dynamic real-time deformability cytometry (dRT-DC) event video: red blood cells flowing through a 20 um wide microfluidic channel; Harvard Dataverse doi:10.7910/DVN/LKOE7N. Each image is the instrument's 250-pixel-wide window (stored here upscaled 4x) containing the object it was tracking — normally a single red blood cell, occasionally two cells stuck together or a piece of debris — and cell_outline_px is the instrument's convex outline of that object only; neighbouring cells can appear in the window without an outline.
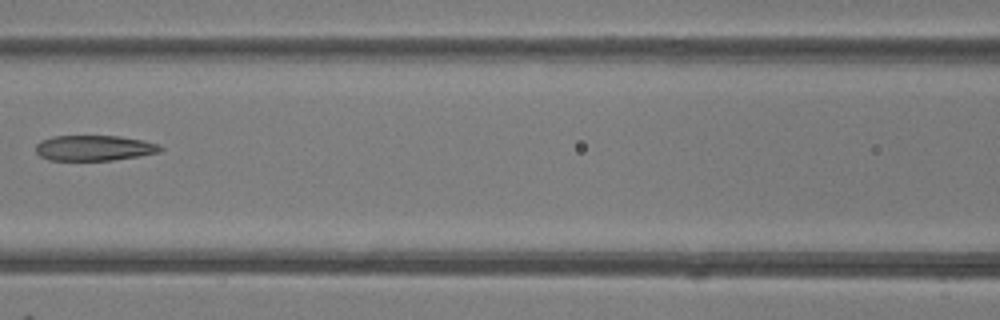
{"species": "common noctule bat (a hibernating species)", "species_latin": "Nyctalus noctula", "temperature_condition": "room temperature", "stored_images_in_passage": 4, "camera_frame_rate_fps": 3000, "um_per_image_px": 0.085, "animal": {"sex": "female"}, "frame": {"image": 1, "passage_image": 3, "time_ms": 2.333, "image_size_px": [1000, 320], "cell_outline_px": [[164, 148], [160, 152], [140, 156], [112, 160], [48, 160], [40, 156], [36, 152], [36, 144], [40, 140], [52, 136], [120, 136], [144, 140], [160, 144]], "centroid_in_image_um": [8.03, 12.57], "position_along_channel_um": 158.6, "area_um2": 18.67}}
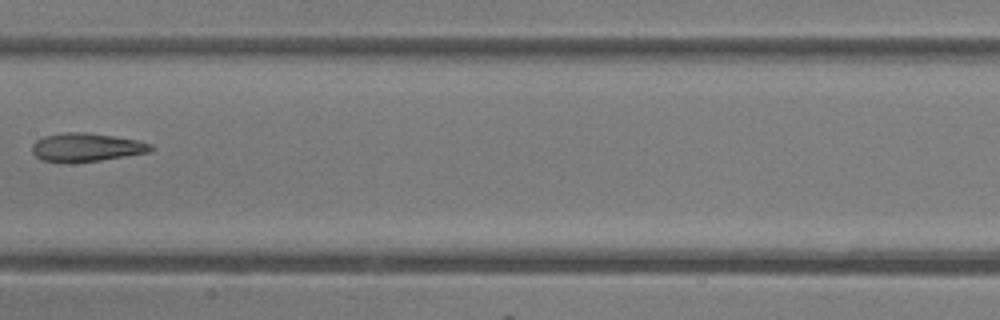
{"frame": {"image": 2, "passage_image": 4, "time_ms": 3.333, "image_size_px": [1000, 320], "cell_outline_px": [[156, 148], [148, 152], [100, 160], [40, 160], [32, 152], [32, 144], [36, 140], [44, 136], [64, 132], [88, 132], [136, 140], [152, 144]], "centroid_in_image_um": [7.35, 12.48], "position_along_channel_um": 200.0, "area_um2": 19.02}}